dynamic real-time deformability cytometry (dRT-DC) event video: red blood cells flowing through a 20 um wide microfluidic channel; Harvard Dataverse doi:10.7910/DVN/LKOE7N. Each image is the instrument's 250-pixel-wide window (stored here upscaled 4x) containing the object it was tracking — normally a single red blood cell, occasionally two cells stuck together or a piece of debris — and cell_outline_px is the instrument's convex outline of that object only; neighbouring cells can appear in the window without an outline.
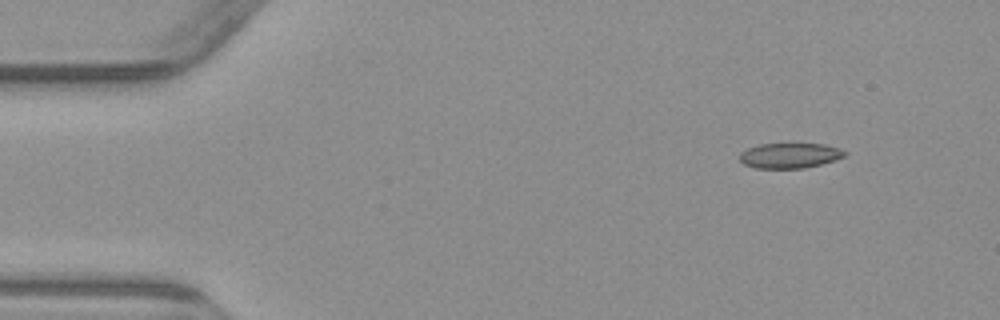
{"species": "common noctule bat (a hibernating species)", "species_latin": "Nyctalus noctula", "temperature_condition": "warm", "stored_images_in_passage": 9, "camera_frame_rate_fps": 3000, "um_per_image_px": 0.085, "animal": {"sex": "male", "body_mass_g": 23.1, "forearm_length_mm": 52.7}, "frame": {"image": 1, "passage_image": 1, "time_ms": 0.0, "image_size_px": [1000, 320], "cell_outline_px": [[848, 156], [836, 160], [804, 168], [756, 168], [744, 164], [740, 160], [740, 152], [748, 148], [760, 144], [792, 140], [824, 144], [840, 148], [848, 152]], "centroid_in_image_um": [67.19, 13.16], "position_along_channel_um": 17.8, "area_um2": 16.42}}
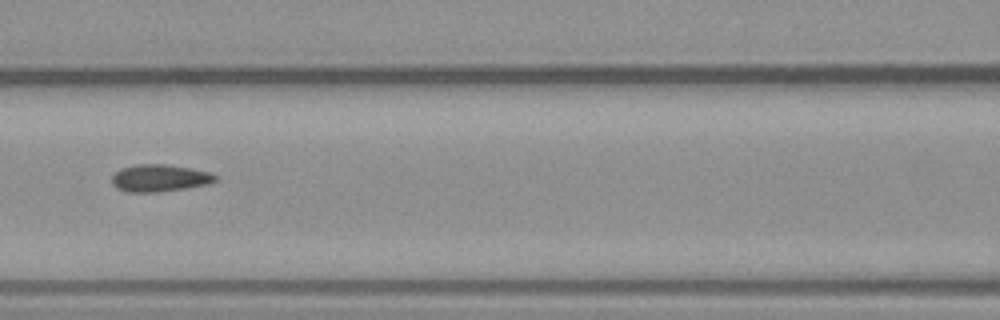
{"frame": {"image": 2, "passage_image": 6, "time_ms": 6.0, "image_size_px": [1000, 320], "cell_outline_px": [[216, 180], [208, 184], [184, 188], [156, 192], [128, 192], [116, 188], [112, 184], [112, 176], [120, 168], [136, 164], [164, 164], [192, 168], [212, 172], [216, 176]], "centroid_in_image_um": [13.55, 15.12], "position_along_channel_um": 153.0, "area_um2": 16.42}}
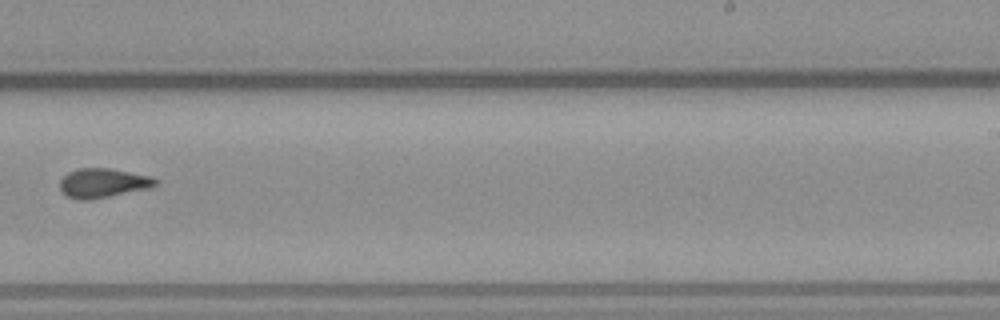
{"frame": {"image": 3, "passage_image": 9, "time_ms": 9.333, "image_size_px": [1000, 320], "cell_outline_px": [[160, 180], [156, 184], [148, 188], [92, 200], [76, 200], [68, 196], [60, 188], [60, 180], [68, 172], [80, 168], [108, 168], [152, 176]], "centroid_in_image_um": [8.76, 15.56], "position_along_channel_um": 280.2, "area_um2": 16.3}}